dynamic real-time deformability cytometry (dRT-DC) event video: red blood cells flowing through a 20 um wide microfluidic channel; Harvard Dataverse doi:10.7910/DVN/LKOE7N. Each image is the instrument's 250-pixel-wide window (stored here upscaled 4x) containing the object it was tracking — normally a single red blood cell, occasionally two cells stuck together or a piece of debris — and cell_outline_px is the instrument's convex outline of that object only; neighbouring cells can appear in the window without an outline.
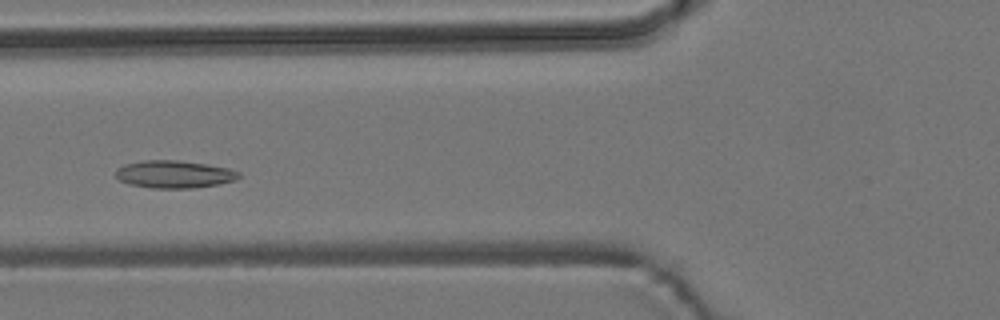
{"species": "common noctule bat (a hibernating species)", "species_latin": "Nyctalus noctula", "temperature_condition": "room temperature", "stored_images_in_passage": 2, "camera_frame_rate_fps": 3000, "um_per_image_px": 0.085, "animal": {"sex": "male", "body_mass_g": 19.2, "forearm_length_mm": 51.8}, "frame": {"image": 1, "passage_image": 2, "time_ms": 1.0, "image_size_px": [1000, 320], "cell_outline_px": [[240, 176], [236, 180], [220, 184], [192, 188], [152, 188], [128, 184], [120, 180], [116, 176], [116, 168], [124, 164], [144, 160], [176, 160], [208, 164], [228, 168], [240, 172]], "centroid_in_image_um": [14.81, 14.81], "position_along_channel_um": 111.0, "area_um2": 19.88}}